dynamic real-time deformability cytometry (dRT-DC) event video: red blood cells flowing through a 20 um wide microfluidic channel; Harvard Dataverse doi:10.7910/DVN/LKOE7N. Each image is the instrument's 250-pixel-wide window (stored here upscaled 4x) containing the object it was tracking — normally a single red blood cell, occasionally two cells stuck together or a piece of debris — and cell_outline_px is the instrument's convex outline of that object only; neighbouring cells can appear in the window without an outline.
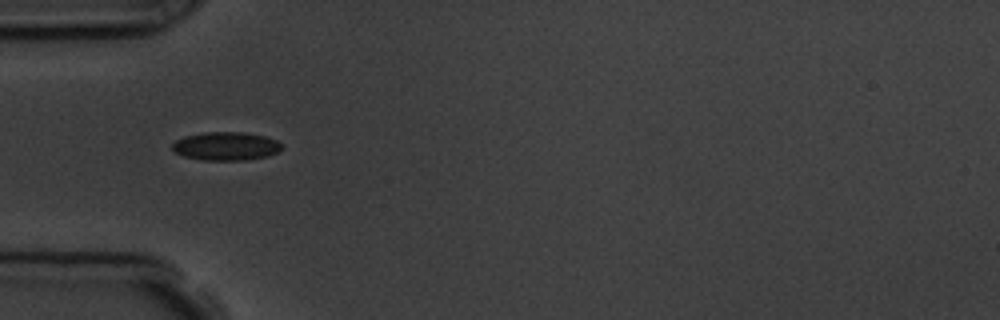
{"species": "common noctule bat (a hibernating species)", "species_latin": "Nyctalus noctula", "temperature_condition": "room temperature", "stored_images_in_passage": 6, "camera_frame_rate_fps": 3000, "um_per_image_px": 0.085, "animal": {"sex": "male", "body_mass_g": 19.5, "forearm_length_mm": 54.6}, "frame": {"image": 1, "passage_image": 1, "time_ms": 0.0, "image_size_px": [1000, 320], "cell_outline_px": [[280, 148], [276, 152], [268, 156], [244, 160], [204, 160], [184, 156], [176, 152], [172, 148], [172, 144], [176, 140], [184, 136], [204, 132], [244, 132], [268, 136], [276, 140], [280, 144]], "centroid_in_image_um": [19.2, 12.41], "position_along_channel_um": 65.8, "area_um2": 18.03}}
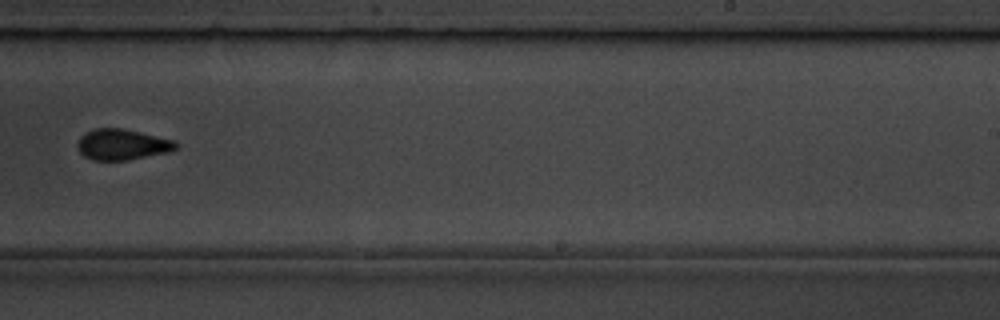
{"frame": {"image": 2, "passage_image": 6, "time_ms": 5.667, "image_size_px": [1000, 320], "cell_outline_px": [[180, 144], [176, 148], [168, 152], [128, 160], [92, 160], [84, 156], [76, 148], [76, 144], [80, 136], [84, 132], [92, 128], [120, 128], [140, 132], [176, 140]], "centroid_in_image_um": [10.36, 12.27], "position_along_channel_um": 278.6, "area_um2": 17.92}}